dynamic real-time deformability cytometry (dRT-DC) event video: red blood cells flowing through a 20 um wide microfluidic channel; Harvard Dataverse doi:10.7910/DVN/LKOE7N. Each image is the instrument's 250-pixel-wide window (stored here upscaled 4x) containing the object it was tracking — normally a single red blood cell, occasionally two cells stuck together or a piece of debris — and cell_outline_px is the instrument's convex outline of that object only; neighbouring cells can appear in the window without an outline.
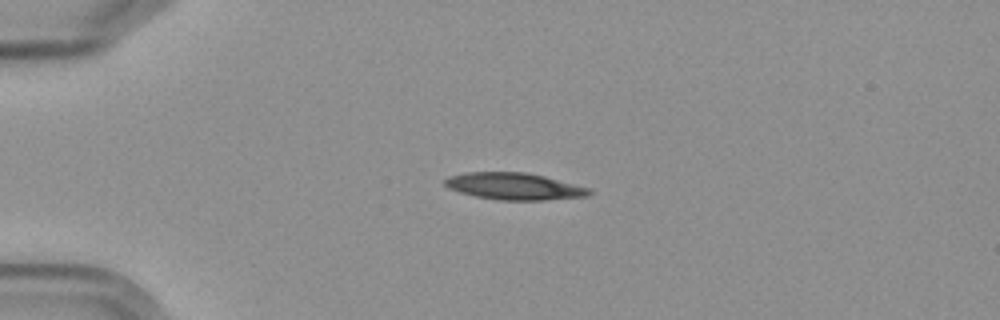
{"species": "Egyptian fruit bat (a non-hibernating species)", "species_latin": "Rousettus aegyptiacus", "temperature_condition": "cold", "stored_images_in_passage": 5, "camera_frame_rate_fps": 3000, "um_per_image_px": 0.085, "frame": {"image": 1, "passage_image": 3, "time_ms": 3.0, "image_size_px": [1000, 320], "cell_outline_px": [[592, 192], [588, 196], [548, 200], [496, 200], [476, 196], [460, 192], [448, 188], [444, 184], [444, 180], [448, 176], [464, 172], [524, 172], [544, 176], [592, 188]], "centroid_in_image_um": [43.72, 15.83], "position_along_channel_um": 41.3, "area_um2": 22.77}}
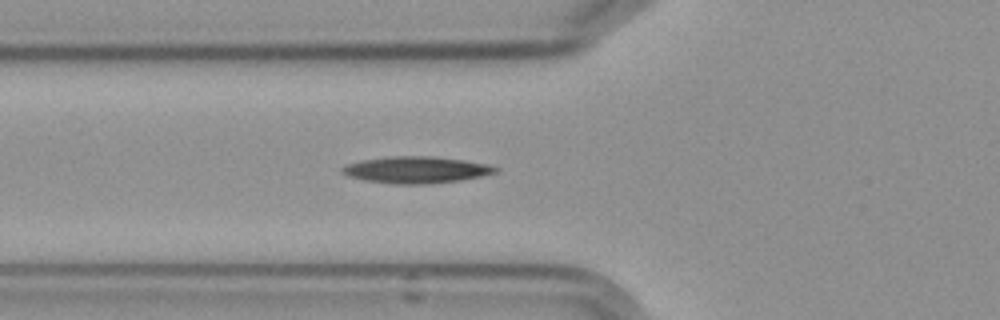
{"frame": {"image": 2, "passage_image": 5, "time_ms": 5.333, "image_size_px": [1000, 320], "cell_outline_px": [[500, 172], [460, 180], [428, 184], [392, 184], [364, 180], [348, 176], [340, 172], [340, 168], [344, 164], [360, 160], [388, 156], [432, 156], [464, 160], [488, 164], [500, 168]], "centroid_in_image_um": [35.35, 14.43], "position_along_channel_um": 90.5, "area_um2": 24.16}}